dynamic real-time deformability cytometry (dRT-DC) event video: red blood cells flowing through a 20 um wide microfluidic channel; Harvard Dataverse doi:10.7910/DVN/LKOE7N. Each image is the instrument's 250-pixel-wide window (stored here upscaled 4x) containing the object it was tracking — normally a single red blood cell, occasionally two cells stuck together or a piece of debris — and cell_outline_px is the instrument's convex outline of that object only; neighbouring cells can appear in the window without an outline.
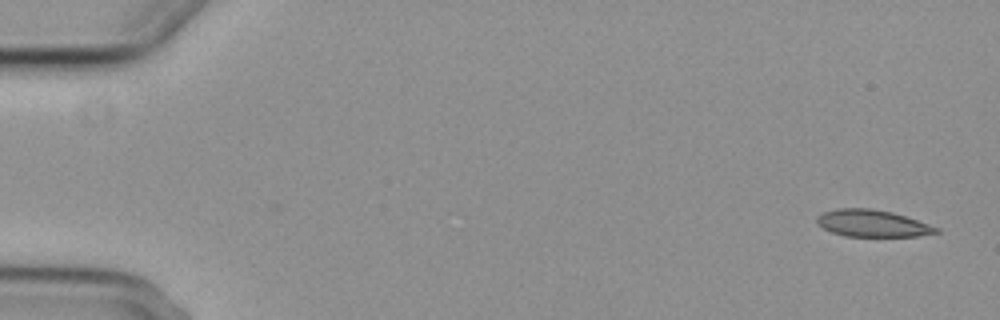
{"species": "common noctule bat (a hibernating species)", "species_latin": "Nyctalus noctula", "temperature_condition": "cold", "stored_images_in_passage": 2, "camera_frame_rate_fps": 3000, "um_per_image_px": 0.085, "animal": {"sex": "female", "body_mass_g": 29.2, "forearm_length_mm": 56.3}, "frame": {"image": 1, "passage_image": 2, "time_ms": 1.333, "image_size_px": [1000, 320], "cell_outline_px": [[940, 232], [916, 236], [844, 236], [832, 232], [816, 224], [816, 216], [824, 212], [836, 208], [872, 208], [892, 212], [940, 228]], "centroid_in_image_um": [74.11, 18.98], "position_along_channel_um": 10.9, "area_um2": 18.67}}